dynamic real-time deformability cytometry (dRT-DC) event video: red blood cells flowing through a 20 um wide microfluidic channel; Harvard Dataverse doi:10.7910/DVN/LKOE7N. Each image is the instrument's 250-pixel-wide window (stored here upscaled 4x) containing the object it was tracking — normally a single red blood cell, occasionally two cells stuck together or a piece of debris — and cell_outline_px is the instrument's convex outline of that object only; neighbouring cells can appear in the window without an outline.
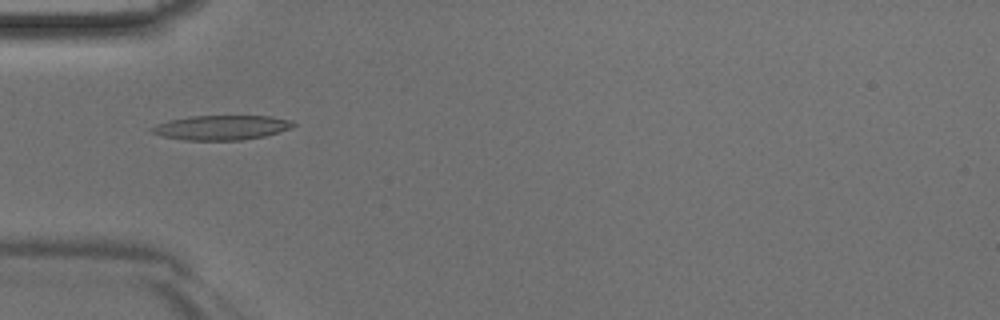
{"species": "Egyptian fruit bat (a non-hibernating species)", "species_latin": "Rousettus aegyptiacus", "temperature_condition": "room temperature", "stored_images_in_passage": 44, "camera_frame_rate_fps": 3000, "um_per_image_px": 0.085, "animal": {"sex": "male"}, "frame": {"image": 1, "passage_image": 14, "time_ms": 4.333, "image_size_px": [1000, 320], "cell_outline_px": [[296, 124], [292, 128], [264, 136], [240, 140], [184, 140], [164, 136], [152, 132], [148, 128], [156, 124], [168, 120], [188, 116], [272, 116], [292, 120]], "centroid_in_image_um": [18.82, 10.83], "position_along_channel_um": 66.2, "area_um2": 20.35}}
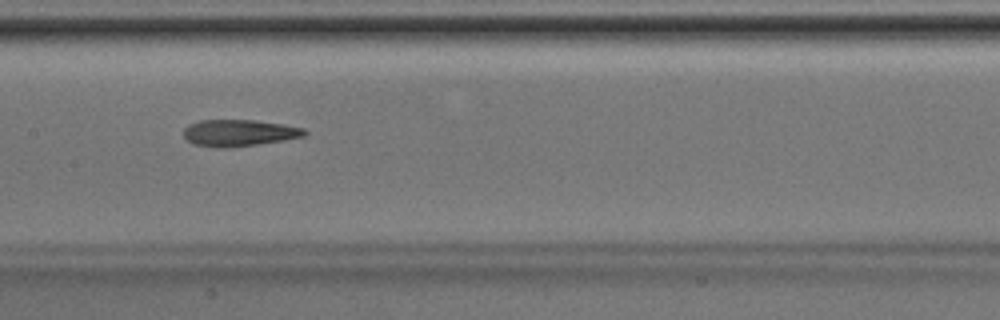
{"frame": {"image": 2, "passage_image": 22, "time_ms": 7.0, "image_size_px": [1000, 320], "cell_outline_px": [[308, 132], [304, 136], [284, 140], [228, 148], [212, 148], [192, 144], [184, 136], [184, 128], [188, 124], [200, 120], [256, 120], [284, 124], [304, 128]], "centroid_in_image_um": [20.3, 11.3], "position_along_channel_um": 187.1, "area_um2": 18.96}}
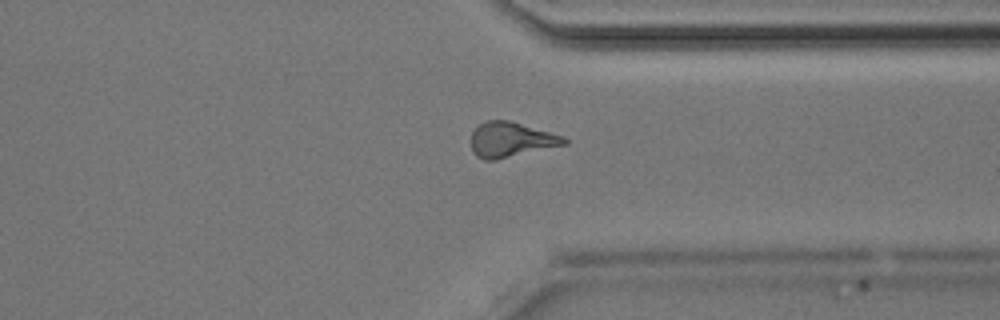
{"frame": {"image": 3, "passage_image": 34, "time_ms": 11.0, "image_size_px": [1000, 320], "cell_outline_px": [[568, 144], [496, 160], [484, 160], [476, 156], [472, 152], [472, 132], [484, 120], [508, 120], [564, 136], [568, 140]], "centroid_in_image_um": [43.44, 11.88], "position_along_channel_um": 368.0, "area_um2": 19.02}}